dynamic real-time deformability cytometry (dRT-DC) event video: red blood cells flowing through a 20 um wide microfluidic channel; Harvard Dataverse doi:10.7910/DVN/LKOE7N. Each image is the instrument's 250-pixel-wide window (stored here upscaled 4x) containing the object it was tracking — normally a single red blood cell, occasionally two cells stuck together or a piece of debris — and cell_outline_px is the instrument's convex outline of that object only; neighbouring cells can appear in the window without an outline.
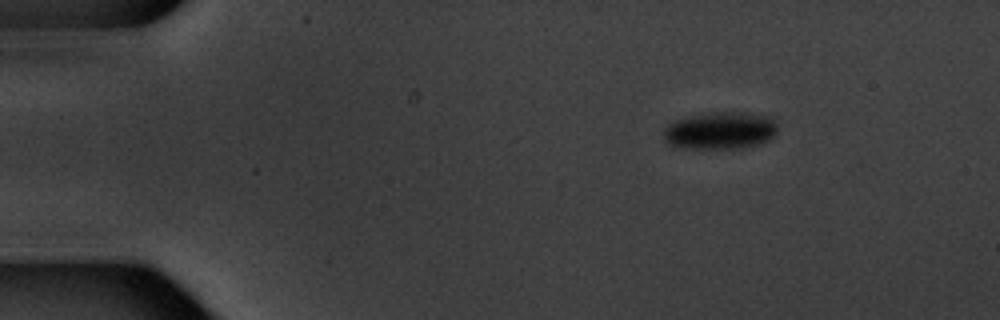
{"species": "common noctule bat (a hibernating species)", "species_latin": "Nyctalus noctula", "temperature_condition": "warm", "stored_images_in_passage": 6, "camera_frame_rate_fps": 3000, "um_per_image_px": 0.085, "animal": {"sex": "male", "body_mass_g": 20.1, "forearm_length_mm": 53.5}, "frame": {"image": 1, "passage_image": 1, "time_ms": 0.0, "image_size_px": [1000, 320], "cell_outline_px": [[776, 136], [760, 144], [744, 148], [684, 148], [668, 144], [664, 140], [664, 128], [668, 124], [676, 120], [692, 116], [720, 112], [740, 112], [768, 116], [776, 124]], "centroid_in_image_um": [61.23, 11.12], "position_along_channel_um": 23.8, "area_um2": 24.62}}
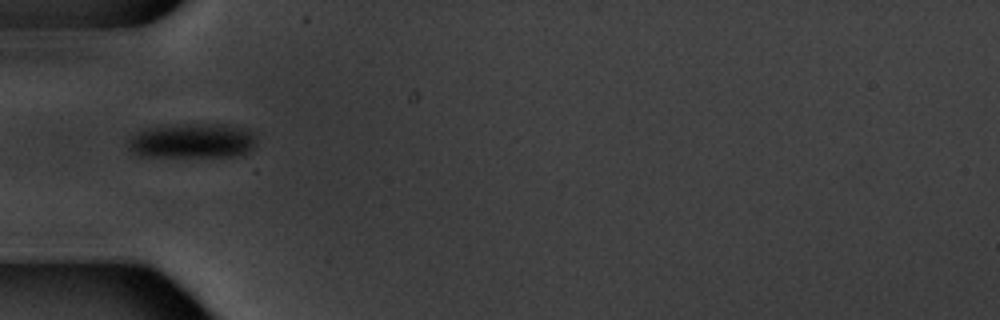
{"frame": {"image": 2, "passage_image": 4, "time_ms": 3.667, "image_size_px": [1000, 320], "cell_outline_px": [[256, 144], [248, 152], [240, 156], [140, 156], [128, 148], [128, 140], [136, 132], [148, 128], [168, 124], [228, 124], [244, 128], [252, 132], [256, 136]], "centroid_in_image_um": [16.38, 11.96], "position_along_channel_um": 68.6, "area_um2": 26.3}}